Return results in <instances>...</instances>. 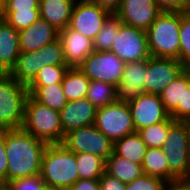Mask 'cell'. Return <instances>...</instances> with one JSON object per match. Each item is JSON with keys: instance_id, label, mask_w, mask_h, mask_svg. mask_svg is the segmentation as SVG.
Listing matches in <instances>:
<instances>
[{"instance_id": "obj_1", "label": "cell", "mask_w": 190, "mask_h": 190, "mask_svg": "<svg viewBox=\"0 0 190 190\" xmlns=\"http://www.w3.org/2000/svg\"><path fill=\"white\" fill-rule=\"evenodd\" d=\"M47 143L22 128L5 130V153L8 159L6 183L40 174Z\"/></svg>"}, {"instance_id": "obj_2", "label": "cell", "mask_w": 190, "mask_h": 190, "mask_svg": "<svg viewBox=\"0 0 190 190\" xmlns=\"http://www.w3.org/2000/svg\"><path fill=\"white\" fill-rule=\"evenodd\" d=\"M40 176L45 185L53 189H69L79 179L75 153L62 143L48 144L42 157Z\"/></svg>"}, {"instance_id": "obj_3", "label": "cell", "mask_w": 190, "mask_h": 190, "mask_svg": "<svg viewBox=\"0 0 190 190\" xmlns=\"http://www.w3.org/2000/svg\"><path fill=\"white\" fill-rule=\"evenodd\" d=\"M181 13L161 12L146 30L151 57L179 60Z\"/></svg>"}, {"instance_id": "obj_4", "label": "cell", "mask_w": 190, "mask_h": 190, "mask_svg": "<svg viewBox=\"0 0 190 190\" xmlns=\"http://www.w3.org/2000/svg\"><path fill=\"white\" fill-rule=\"evenodd\" d=\"M21 128L47 144L62 143L65 137L59 112L38 103L30 95L25 103Z\"/></svg>"}, {"instance_id": "obj_5", "label": "cell", "mask_w": 190, "mask_h": 190, "mask_svg": "<svg viewBox=\"0 0 190 190\" xmlns=\"http://www.w3.org/2000/svg\"><path fill=\"white\" fill-rule=\"evenodd\" d=\"M29 92L9 73L0 72V130L22 127L25 103Z\"/></svg>"}, {"instance_id": "obj_6", "label": "cell", "mask_w": 190, "mask_h": 190, "mask_svg": "<svg viewBox=\"0 0 190 190\" xmlns=\"http://www.w3.org/2000/svg\"><path fill=\"white\" fill-rule=\"evenodd\" d=\"M189 137L186 122L176 121L165 139L163 152L168 159L169 182L190 179Z\"/></svg>"}, {"instance_id": "obj_7", "label": "cell", "mask_w": 190, "mask_h": 190, "mask_svg": "<svg viewBox=\"0 0 190 190\" xmlns=\"http://www.w3.org/2000/svg\"><path fill=\"white\" fill-rule=\"evenodd\" d=\"M94 126L112 142L136 132L128 104L118 100L97 109Z\"/></svg>"}, {"instance_id": "obj_8", "label": "cell", "mask_w": 190, "mask_h": 190, "mask_svg": "<svg viewBox=\"0 0 190 190\" xmlns=\"http://www.w3.org/2000/svg\"><path fill=\"white\" fill-rule=\"evenodd\" d=\"M125 65L111 51H93L78 67L90 81H103L117 87L122 80Z\"/></svg>"}, {"instance_id": "obj_9", "label": "cell", "mask_w": 190, "mask_h": 190, "mask_svg": "<svg viewBox=\"0 0 190 190\" xmlns=\"http://www.w3.org/2000/svg\"><path fill=\"white\" fill-rule=\"evenodd\" d=\"M62 144L74 153H91L105 161L113 153L114 142L94 125L81 127L65 134Z\"/></svg>"}, {"instance_id": "obj_10", "label": "cell", "mask_w": 190, "mask_h": 190, "mask_svg": "<svg viewBox=\"0 0 190 190\" xmlns=\"http://www.w3.org/2000/svg\"><path fill=\"white\" fill-rule=\"evenodd\" d=\"M110 51L125 63L148 60L151 57L146 31L123 23L112 41Z\"/></svg>"}, {"instance_id": "obj_11", "label": "cell", "mask_w": 190, "mask_h": 190, "mask_svg": "<svg viewBox=\"0 0 190 190\" xmlns=\"http://www.w3.org/2000/svg\"><path fill=\"white\" fill-rule=\"evenodd\" d=\"M182 71L177 59L150 57L145 60L144 92L160 94Z\"/></svg>"}, {"instance_id": "obj_12", "label": "cell", "mask_w": 190, "mask_h": 190, "mask_svg": "<svg viewBox=\"0 0 190 190\" xmlns=\"http://www.w3.org/2000/svg\"><path fill=\"white\" fill-rule=\"evenodd\" d=\"M127 104L136 132L171 118L170 113L163 106L159 94L143 93Z\"/></svg>"}, {"instance_id": "obj_13", "label": "cell", "mask_w": 190, "mask_h": 190, "mask_svg": "<svg viewBox=\"0 0 190 190\" xmlns=\"http://www.w3.org/2000/svg\"><path fill=\"white\" fill-rule=\"evenodd\" d=\"M109 15L108 11L89 0H77L68 27L93 41Z\"/></svg>"}, {"instance_id": "obj_14", "label": "cell", "mask_w": 190, "mask_h": 190, "mask_svg": "<svg viewBox=\"0 0 190 190\" xmlns=\"http://www.w3.org/2000/svg\"><path fill=\"white\" fill-rule=\"evenodd\" d=\"M160 13L155 0H122L115 14L123 24L146 31Z\"/></svg>"}, {"instance_id": "obj_15", "label": "cell", "mask_w": 190, "mask_h": 190, "mask_svg": "<svg viewBox=\"0 0 190 190\" xmlns=\"http://www.w3.org/2000/svg\"><path fill=\"white\" fill-rule=\"evenodd\" d=\"M97 108L85 97L68 103L59 111L64 134L94 125Z\"/></svg>"}, {"instance_id": "obj_16", "label": "cell", "mask_w": 190, "mask_h": 190, "mask_svg": "<svg viewBox=\"0 0 190 190\" xmlns=\"http://www.w3.org/2000/svg\"><path fill=\"white\" fill-rule=\"evenodd\" d=\"M18 32L20 52L40 50L59 38V30L41 17L29 27Z\"/></svg>"}, {"instance_id": "obj_17", "label": "cell", "mask_w": 190, "mask_h": 190, "mask_svg": "<svg viewBox=\"0 0 190 190\" xmlns=\"http://www.w3.org/2000/svg\"><path fill=\"white\" fill-rule=\"evenodd\" d=\"M39 17V0H6L1 18L20 31L32 25Z\"/></svg>"}, {"instance_id": "obj_18", "label": "cell", "mask_w": 190, "mask_h": 190, "mask_svg": "<svg viewBox=\"0 0 190 190\" xmlns=\"http://www.w3.org/2000/svg\"><path fill=\"white\" fill-rule=\"evenodd\" d=\"M59 40L64 49L66 62L70 67H78L94 51L91 39L68 26L59 31Z\"/></svg>"}, {"instance_id": "obj_19", "label": "cell", "mask_w": 190, "mask_h": 190, "mask_svg": "<svg viewBox=\"0 0 190 190\" xmlns=\"http://www.w3.org/2000/svg\"><path fill=\"white\" fill-rule=\"evenodd\" d=\"M145 60L126 63L122 80L116 87L117 100L128 103L144 92Z\"/></svg>"}, {"instance_id": "obj_20", "label": "cell", "mask_w": 190, "mask_h": 190, "mask_svg": "<svg viewBox=\"0 0 190 190\" xmlns=\"http://www.w3.org/2000/svg\"><path fill=\"white\" fill-rule=\"evenodd\" d=\"M19 32L0 18V72L9 73L19 56Z\"/></svg>"}, {"instance_id": "obj_21", "label": "cell", "mask_w": 190, "mask_h": 190, "mask_svg": "<svg viewBox=\"0 0 190 190\" xmlns=\"http://www.w3.org/2000/svg\"><path fill=\"white\" fill-rule=\"evenodd\" d=\"M44 66L42 49L20 52L16 64L9 74L19 83L28 86Z\"/></svg>"}, {"instance_id": "obj_22", "label": "cell", "mask_w": 190, "mask_h": 190, "mask_svg": "<svg viewBox=\"0 0 190 190\" xmlns=\"http://www.w3.org/2000/svg\"><path fill=\"white\" fill-rule=\"evenodd\" d=\"M77 0H39L40 17L57 30L65 29L70 22Z\"/></svg>"}, {"instance_id": "obj_23", "label": "cell", "mask_w": 190, "mask_h": 190, "mask_svg": "<svg viewBox=\"0 0 190 190\" xmlns=\"http://www.w3.org/2000/svg\"><path fill=\"white\" fill-rule=\"evenodd\" d=\"M105 172L121 182H133L142 176V165L116 155L114 152L105 161Z\"/></svg>"}, {"instance_id": "obj_24", "label": "cell", "mask_w": 190, "mask_h": 190, "mask_svg": "<svg viewBox=\"0 0 190 190\" xmlns=\"http://www.w3.org/2000/svg\"><path fill=\"white\" fill-rule=\"evenodd\" d=\"M27 89L35 101L58 112L68 103L61 83L46 86H27Z\"/></svg>"}, {"instance_id": "obj_25", "label": "cell", "mask_w": 190, "mask_h": 190, "mask_svg": "<svg viewBox=\"0 0 190 190\" xmlns=\"http://www.w3.org/2000/svg\"><path fill=\"white\" fill-rule=\"evenodd\" d=\"M147 145L138 132L124 136L114 142L113 152L127 160L141 164L146 154Z\"/></svg>"}, {"instance_id": "obj_26", "label": "cell", "mask_w": 190, "mask_h": 190, "mask_svg": "<svg viewBox=\"0 0 190 190\" xmlns=\"http://www.w3.org/2000/svg\"><path fill=\"white\" fill-rule=\"evenodd\" d=\"M90 79L79 67H69L61 82L63 93L68 101H74L87 96Z\"/></svg>"}, {"instance_id": "obj_27", "label": "cell", "mask_w": 190, "mask_h": 190, "mask_svg": "<svg viewBox=\"0 0 190 190\" xmlns=\"http://www.w3.org/2000/svg\"><path fill=\"white\" fill-rule=\"evenodd\" d=\"M141 165L145 175L158 177L169 183L168 159L162 148H147Z\"/></svg>"}, {"instance_id": "obj_28", "label": "cell", "mask_w": 190, "mask_h": 190, "mask_svg": "<svg viewBox=\"0 0 190 190\" xmlns=\"http://www.w3.org/2000/svg\"><path fill=\"white\" fill-rule=\"evenodd\" d=\"M79 179H99L105 173V160L91 153H75Z\"/></svg>"}, {"instance_id": "obj_29", "label": "cell", "mask_w": 190, "mask_h": 190, "mask_svg": "<svg viewBox=\"0 0 190 190\" xmlns=\"http://www.w3.org/2000/svg\"><path fill=\"white\" fill-rule=\"evenodd\" d=\"M86 98L98 109L117 101V90L113 84L90 81Z\"/></svg>"}, {"instance_id": "obj_30", "label": "cell", "mask_w": 190, "mask_h": 190, "mask_svg": "<svg viewBox=\"0 0 190 190\" xmlns=\"http://www.w3.org/2000/svg\"><path fill=\"white\" fill-rule=\"evenodd\" d=\"M121 24L122 22L116 14H110L105 20L102 29L93 40L94 51H110L112 41L114 40L115 35L118 34Z\"/></svg>"}, {"instance_id": "obj_31", "label": "cell", "mask_w": 190, "mask_h": 190, "mask_svg": "<svg viewBox=\"0 0 190 190\" xmlns=\"http://www.w3.org/2000/svg\"><path fill=\"white\" fill-rule=\"evenodd\" d=\"M172 118L158 124L150 125L138 131L147 148H163L169 128L175 123Z\"/></svg>"}, {"instance_id": "obj_32", "label": "cell", "mask_w": 190, "mask_h": 190, "mask_svg": "<svg viewBox=\"0 0 190 190\" xmlns=\"http://www.w3.org/2000/svg\"><path fill=\"white\" fill-rule=\"evenodd\" d=\"M165 109L171 113L177 105H182L183 71L160 94Z\"/></svg>"}, {"instance_id": "obj_33", "label": "cell", "mask_w": 190, "mask_h": 190, "mask_svg": "<svg viewBox=\"0 0 190 190\" xmlns=\"http://www.w3.org/2000/svg\"><path fill=\"white\" fill-rule=\"evenodd\" d=\"M69 65L44 66L28 86H46L61 83Z\"/></svg>"}, {"instance_id": "obj_34", "label": "cell", "mask_w": 190, "mask_h": 190, "mask_svg": "<svg viewBox=\"0 0 190 190\" xmlns=\"http://www.w3.org/2000/svg\"><path fill=\"white\" fill-rule=\"evenodd\" d=\"M179 40V61L184 64L190 61V11L181 12Z\"/></svg>"}, {"instance_id": "obj_35", "label": "cell", "mask_w": 190, "mask_h": 190, "mask_svg": "<svg viewBox=\"0 0 190 190\" xmlns=\"http://www.w3.org/2000/svg\"><path fill=\"white\" fill-rule=\"evenodd\" d=\"M170 117L174 121L185 122L190 120V81L184 71L182 105H177V107L170 113Z\"/></svg>"}, {"instance_id": "obj_36", "label": "cell", "mask_w": 190, "mask_h": 190, "mask_svg": "<svg viewBox=\"0 0 190 190\" xmlns=\"http://www.w3.org/2000/svg\"><path fill=\"white\" fill-rule=\"evenodd\" d=\"M45 66L50 65H68L64 55V49L59 38L51 44L41 48Z\"/></svg>"}, {"instance_id": "obj_37", "label": "cell", "mask_w": 190, "mask_h": 190, "mask_svg": "<svg viewBox=\"0 0 190 190\" xmlns=\"http://www.w3.org/2000/svg\"><path fill=\"white\" fill-rule=\"evenodd\" d=\"M167 183L161 178L143 174L133 182L126 183V190H164Z\"/></svg>"}, {"instance_id": "obj_38", "label": "cell", "mask_w": 190, "mask_h": 190, "mask_svg": "<svg viewBox=\"0 0 190 190\" xmlns=\"http://www.w3.org/2000/svg\"><path fill=\"white\" fill-rule=\"evenodd\" d=\"M11 190H40L45 186L40 174L32 177L17 178L8 182Z\"/></svg>"}, {"instance_id": "obj_39", "label": "cell", "mask_w": 190, "mask_h": 190, "mask_svg": "<svg viewBox=\"0 0 190 190\" xmlns=\"http://www.w3.org/2000/svg\"><path fill=\"white\" fill-rule=\"evenodd\" d=\"M161 12H189L188 0H155Z\"/></svg>"}, {"instance_id": "obj_40", "label": "cell", "mask_w": 190, "mask_h": 190, "mask_svg": "<svg viewBox=\"0 0 190 190\" xmlns=\"http://www.w3.org/2000/svg\"><path fill=\"white\" fill-rule=\"evenodd\" d=\"M100 190H126V183L106 172L99 178Z\"/></svg>"}, {"instance_id": "obj_41", "label": "cell", "mask_w": 190, "mask_h": 190, "mask_svg": "<svg viewBox=\"0 0 190 190\" xmlns=\"http://www.w3.org/2000/svg\"><path fill=\"white\" fill-rule=\"evenodd\" d=\"M8 159L5 153V130H0V183H6Z\"/></svg>"}, {"instance_id": "obj_42", "label": "cell", "mask_w": 190, "mask_h": 190, "mask_svg": "<svg viewBox=\"0 0 190 190\" xmlns=\"http://www.w3.org/2000/svg\"><path fill=\"white\" fill-rule=\"evenodd\" d=\"M67 190H100L99 179H78Z\"/></svg>"}, {"instance_id": "obj_43", "label": "cell", "mask_w": 190, "mask_h": 190, "mask_svg": "<svg viewBox=\"0 0 190 190\" xmlns=\"http://www.w3.org/2000/svg\"><path fill=\"white\" fill-rule=\"evenodd\" d=\"M90 2L98 5L100 8L105 9L110 14H115L120 5L122 0H89Z\"/></svg>"}, {"instance_id": "obj_44", "label": "cell", "mask_w": 190, "mask_h": 190, "mask_svg": "<svg viewBox=\"0 0 190 190\" xmlns=\"http://www.w3.org/2000/svg\"><path fill=\"white\" fill-rule=\"evenodd\" d=\"M164 190H190V181L178 180L175 182H169L166 184Z\"/></svg>"}, {"instance_id": "obj_45", "label": "cell", "mask_w": 190, "mask_h": 190, "mask_svg": "<svg viewBox=\"0 0 190 190\" xmlns=\"http://www.w3.org/2000/svg\"><path fill=\"white\" fill-rule=\"evenodd\" d=\"M183 71L187 74L190 81V61L183 64Z\"/></svg>"}, {"instance_id": "obj_46", "label": "cell", "mask_w": 190, "mask_h": 190, "mask_svg": "<svg viewBox=\"0 0 190 190\" xmlns=\"http://www.w3.org/2000/svg\"><path fill=\"white\" fill-rule=\"evenodd\" d=\"M5 1L6 0H0V18L2 17L4 9H5Z\"/></svg>"}, {"instance_id": "obj_47", "label": "cell", "mask_w": 190, "mask_h": 190, "mask_svg": "<svg viewBox=\"0 0 190 190\" xmlns=\"http://www.w3.org/2000/svg\"><path fill=\"white\" fill-rule=\"evenodd\" d=\"M185 122L187 124V130H188V137H189L188 148H189V155H190V120H187Z\"/></svg>"}, {"instance_id": "obj_48", "label": "cell", "mask_w": 190, "mask_h": 190, "mask_svg": "<svg viewBox=\"0 0 190 190\" xmlns=\"http://www.w3.org/2000/svg\"><path fill=\"white\" fill-rule=\"evenodd\" d=\"M0 190H11L8 183H0Z\"/></svg>"}, {"instance_id": "obj_49", "label": "cell", "mask_w": 190, "mask_h": 190, "mask_svg": "<svg viewBox=\"0 0 190 190\" xmlns=\"http://www.w3.org/2000/svg\"><path fill=\"white\" fill-rule=\"evenodd\" d=\"M40 190H57V189H53L51 187H49L48 185H45L43 188H41Z\"/></svg>"}]
</instances>
